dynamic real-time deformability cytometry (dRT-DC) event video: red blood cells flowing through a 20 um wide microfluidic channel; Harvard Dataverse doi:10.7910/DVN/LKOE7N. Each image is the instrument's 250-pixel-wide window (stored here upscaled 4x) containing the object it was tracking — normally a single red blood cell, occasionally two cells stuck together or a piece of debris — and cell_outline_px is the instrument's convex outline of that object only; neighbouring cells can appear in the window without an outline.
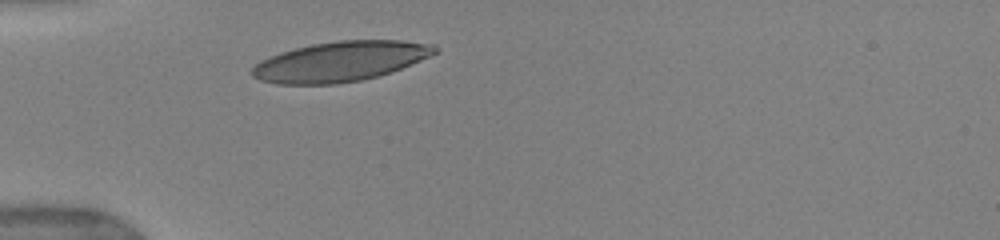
{"species": "human", "species_latin": "Homo sapiens", "temperature_condition": "warm", "stored_images_in_passage": 46, "camera_frame_rate_fps": 3000, "um_per_image_px": 0.085, "donor": {"sex": "female"}, "frame": {"image": 1, "passage_image": 1, "time_ms": 0.0, "image_size_px": [1000, 240], "cell_outline_px": [[440, 52], [400, 68], [376, 76], [360, 80], [336, 84], [276, 84], [260, 80], [252, 76], [252, 68], [260, 60], [280, 52], [312, 44], [340, 40], [400, 40], [436, 44], [440, 48]], "centroid_in_image_um": [28.94, 5.21], "position_along_channel_um": 56.1, "area_um2": 42.48}}